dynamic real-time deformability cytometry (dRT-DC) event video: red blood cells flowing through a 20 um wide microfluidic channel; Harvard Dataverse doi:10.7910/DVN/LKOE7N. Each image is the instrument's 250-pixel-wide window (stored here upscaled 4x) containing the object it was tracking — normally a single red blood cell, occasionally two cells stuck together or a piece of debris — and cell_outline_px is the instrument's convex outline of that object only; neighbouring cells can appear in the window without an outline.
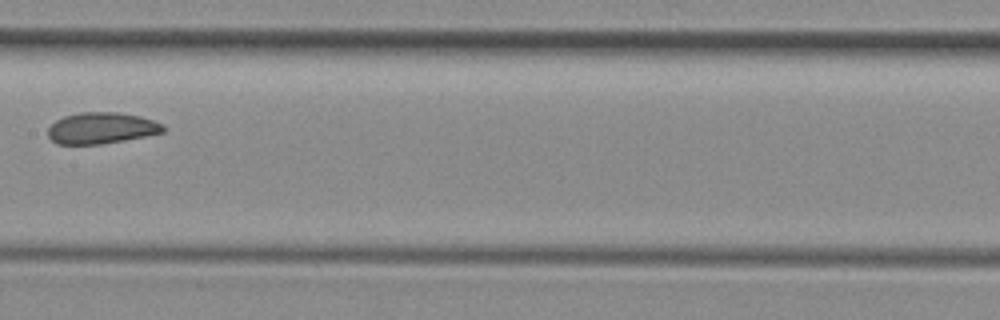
{"species": "common noctule bat (a hibernating species)", "species_latin": "Nyctalus noctula", "temperature_condition": "room temperature", "stored_images_in_passage": 9, "camera_frame_rate_fps": 3000, "um_per_image_px": 0.085, "animal": {"sex": "female", "body_mass_g": 29.2, "forearm_length_mm": 56.3}, "frame": {"image": 1, "passage_image": 7, "time_ms": 2.0, "image_size_px": [1000, 320], "cell_outline_px": [[164, 132], [124, 140], [100, 144], [56, 144], [48, 136], [48, 128], [56, 120], [64, 116], [80, 112], [116, 112], [140, 116], [164, 124]], "centroid_in_image_um": [8.61, 10.88], "position_along_channel_um": 198.8, "area_um2": 20.92}}
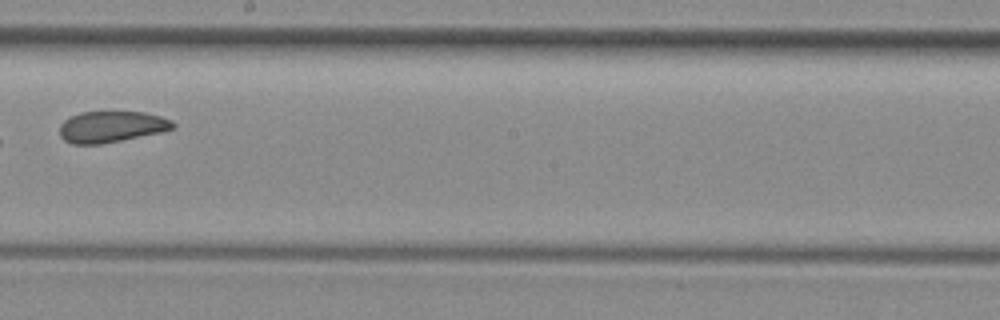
{"frame": {"image": 2, "passage_image": 8, "time_ms": 2.333, "image_size_px": [1000, 320], "cell_outline_px": [[176, 128], [160, 132], [100, 144], [72, 144], [64, 140], [60, 136], [60, 124], [64, 120], [72, 116], [84, 112], [144, 112], [160, 116], [172, 120], [176, 124]], "centroid_in_image_um": [9.48, 10.77], "position_along_channel_um": 238.7, "area_um2": 20.46}}
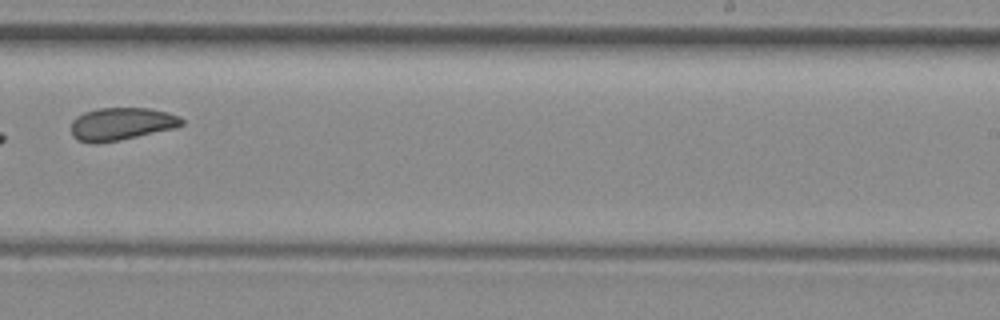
{"frame": {"image": 3, "passage_image": 9, "time_ms": 2.667, "image_size_px": [1000, 320], "cell_outline_px": [[184, 124], [172, 128], [120, 140], [96, 144], [92, 144], [76, 140], [72, 136], [72, 120], [76, 116], [84, 112], [96, 108], [148, 108], [168, 112], [180, 116], [184, 120]], "centroid_in_image_um": [10.28, 10.53], "position_along_channel_um": 278.7, "area_um2": 21.15}}